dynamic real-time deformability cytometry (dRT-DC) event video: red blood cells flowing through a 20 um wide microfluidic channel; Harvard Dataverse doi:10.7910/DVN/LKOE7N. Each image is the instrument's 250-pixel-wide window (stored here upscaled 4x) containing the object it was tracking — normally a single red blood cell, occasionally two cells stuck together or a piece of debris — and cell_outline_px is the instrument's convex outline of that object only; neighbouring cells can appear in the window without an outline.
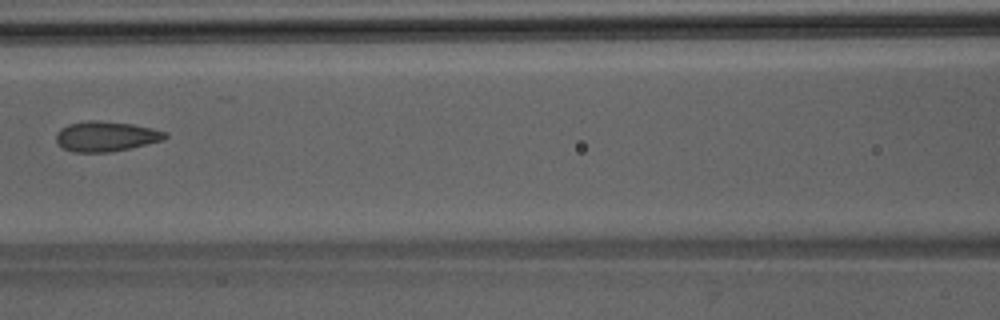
{"species": "Egyptian fruit bat (a non-hibernating species)", "species_latin": "Rousettus aegyptiacus", "temperature_condition": "room temperature", "stored_images_in_passage": 6, "camera_frame_rate_fps": 3000, "um_per_image_px": 0.085, "animal": {"sex": "male"}, "frame": {"image": 1, "passage_image": 6, "time_ms": 6.333, "image_size_px": [1000, 320], "cell_outline_px": [[168, 136], [164, 140], [112, 152], [72, 152], [64, 148], [56, 140], [56, 132], [60, 128], [68, 124], [88, 120], [96, 120], [132, 124], [152, 128], [168, 132]], "centroid_in_image_um": [9.01, 11.58], "position_along_channel_um": 157.6, "area_um2": 19.19}}